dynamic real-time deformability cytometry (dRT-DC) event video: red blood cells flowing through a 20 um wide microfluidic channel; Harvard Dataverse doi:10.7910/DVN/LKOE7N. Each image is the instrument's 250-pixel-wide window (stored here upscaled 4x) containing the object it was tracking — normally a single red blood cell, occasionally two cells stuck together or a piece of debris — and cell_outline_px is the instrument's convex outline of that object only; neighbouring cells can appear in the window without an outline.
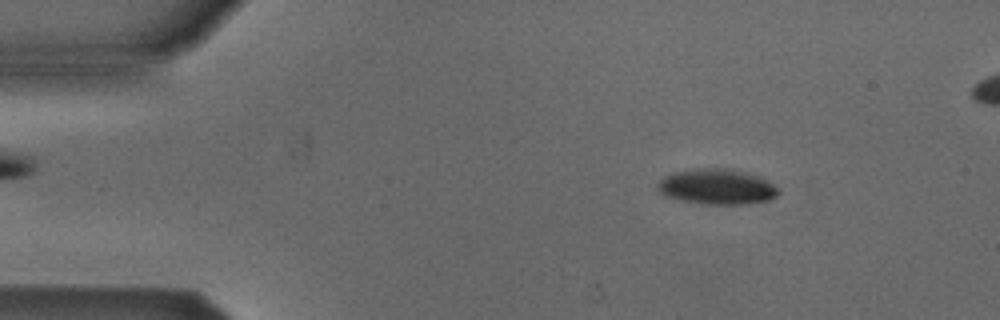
{"species": "Egyptian fruit bat (a non-hibernating species)", "species_latin": "Rousettus aegyptiacus", "temperature_condition": "cold", "stored_images_in_passage": 51, "camera_frame_rate_fps": 3000, "um_per_image_px": 0.085, "animal": {"sex": "male"}, "frame": {"image": 1, "passage_image": 7, "time_ms": 2.0, "image_size_px": [1000, 320], "cell_outline_px": [[780, 192], [776, 196], [768, 200], [748, 204], [704, 204], [680, 200], [664, 196], [656, 188], [656, 184], [664, 176], [676, 172], [692, 168], [724, 168], [748, 172], [760, 176], [768, 180], [780, 188]], "centroid_in_image_um": [60.95, 15.87], "position_along_channel_um": 24.0, "area_um2": 25.32}}
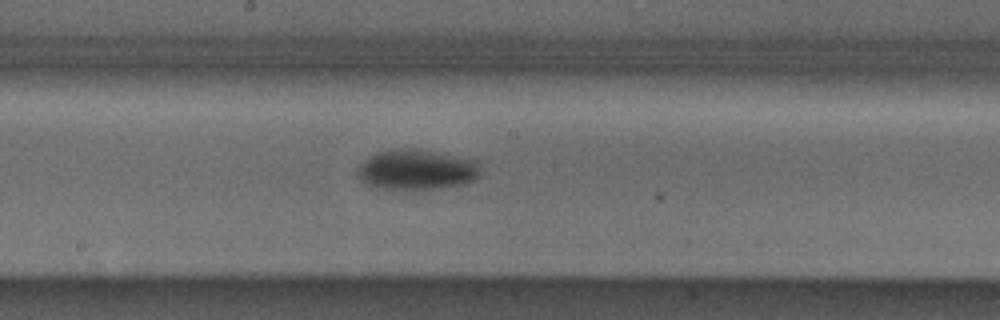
{"frame": {"image": 2, "passage_image": 27, "time_ms": 8.667, "image_size_px": [1000, 320], "cell_outline_px": [[480, 176], [476, 180], [464, 184], [444, 188], [412, 192], [376, 188], [360, 180], [356, 172], [360, 164], [368, 156], [380, 152], [408, 148], [476, 160], [480, 164]], "centroid_in_image_um": [35.42, 14.49], "position_along_channel_um": 212.8, "area_um2": 29.36}}
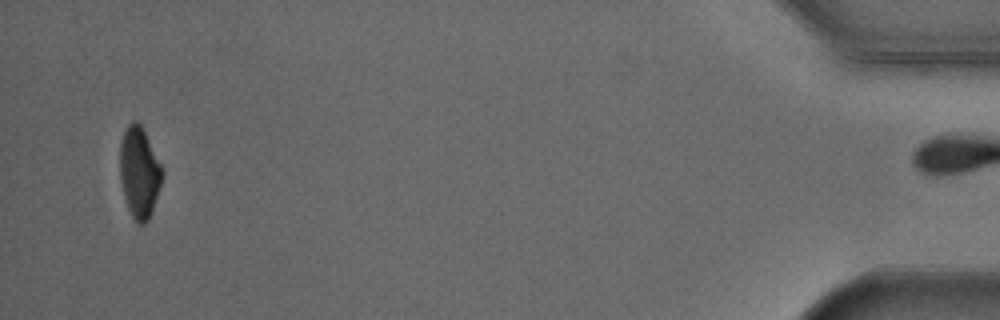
{"frame": {"image": 3, "passage_image": 50, "time_ms": 16.333, "image_size_px": [1000, 320], "cell_outline_px": [[164, 176], [148, 220], [144, 224], [140, 224], [132, 216], [128, 208], [124, 196], [120, 180], [120, 140], [128, 124], [132, 120], [136, 120], [140, 124], [164, 168]], "centroid_in_image_um": [11.85, 14.62], "position_along_channel_um": 423.4, "area_um2": 22.43}, "authors_computed_cell_mechanics": {"area_um2": 25.9522, "velocity_mm_per_s": 3.8911, "shape_relaxation_time_tau1_ms": 2.783, "shape_relaxation_time_tau2_ms": null, "deformation_change_tau1": 0.1341, "deformation_change_tau2": null}}